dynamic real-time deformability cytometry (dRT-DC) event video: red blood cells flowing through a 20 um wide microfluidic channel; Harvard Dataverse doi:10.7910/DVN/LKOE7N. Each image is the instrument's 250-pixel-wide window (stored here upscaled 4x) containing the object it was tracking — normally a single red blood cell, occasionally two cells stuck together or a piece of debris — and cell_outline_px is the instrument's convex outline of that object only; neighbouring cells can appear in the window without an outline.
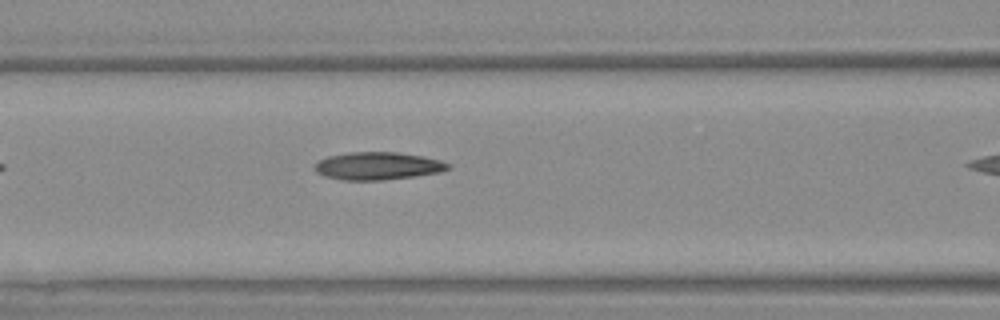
{"species": "Egyptian fruit bat (a non-hibernating species)", "species_latin": "Rousettus aegyptiacus", "temperature_condition": "warm", "stored_images_in_passage": 6, "camera_frame_rate_fps": 3000, "um_per_image_px": 0.085, "animal": {"sex": "female"}, "frame": {"image": 1, "passage_image": 5, "time_ms": 1.333, "image_size_px": [1000, 320], "cell_outline_px": [[452, 168], [440, 172], [412, 176], [380, 180], [344, 180], [324, 176], [316, 172], [312, 168], [320, 160], [328, 156], [348, 152], [400, 152], [440, 160], [448, 164]], "centroid_in_image_um": [32.08, 14.1], "position_along_channel_um": 134.5, "area_um2": 21.39}}